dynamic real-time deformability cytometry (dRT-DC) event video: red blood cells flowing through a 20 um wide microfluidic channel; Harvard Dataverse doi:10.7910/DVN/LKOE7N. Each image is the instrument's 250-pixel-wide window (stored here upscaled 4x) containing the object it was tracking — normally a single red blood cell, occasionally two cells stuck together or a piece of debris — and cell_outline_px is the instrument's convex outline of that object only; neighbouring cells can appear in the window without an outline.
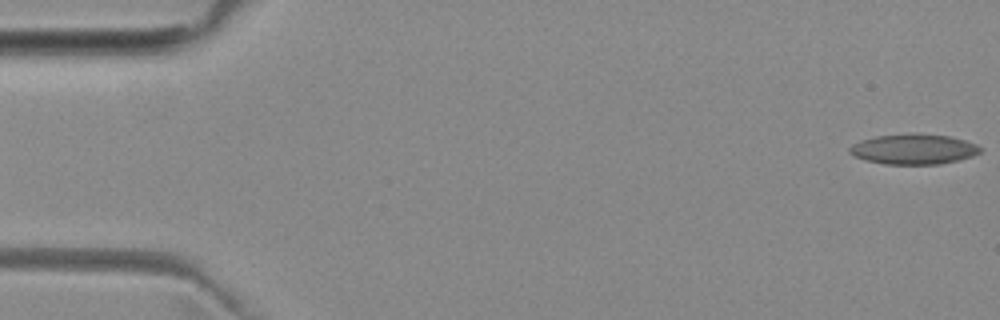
{"species": "common noctule bat (a hibernating species)", "species_latin": "Nyctalus noctula", "temperature_condition": "room temperature", "stored_images_in_passage": 4, "camera_frame_rate_fps": 3000, "um_per_image_px": 0.085, "animal": {"sex": "female", "body_mass_g": 29.2, "forearm_length_mm": 56.3}, "frame": {"image": 1, "passage_image": 4, "time_ms": 3.667, "image_size_px": [1000, 320], "cell_outline_px": [[984, 148], [980, 152], [972, 156], [940, 164], [884, 164], [868, 160], [856, 156], [848, 152], [848, 148], [852, 144], [860, 140], [876, 136], [912, 132], [916, 132], [948, 136], [964, 140], [976, 144]], "centroid_in_image_um": [77.66, 12.65], "position_along_channel_um": 7.3, "area_um2": 23.18}}